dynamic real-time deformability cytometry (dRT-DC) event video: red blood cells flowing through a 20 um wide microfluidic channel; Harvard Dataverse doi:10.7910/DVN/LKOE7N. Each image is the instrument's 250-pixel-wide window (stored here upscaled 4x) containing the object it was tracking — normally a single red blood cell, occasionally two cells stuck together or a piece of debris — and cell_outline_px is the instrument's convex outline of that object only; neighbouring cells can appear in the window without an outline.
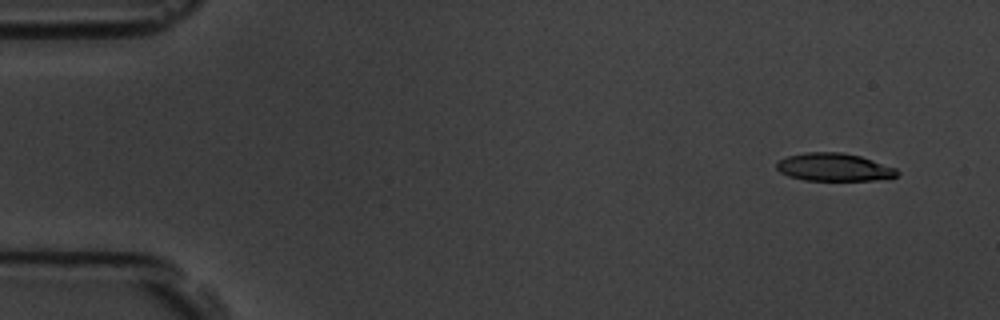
{"species": "common noctule bat (a hibernating species)", "species_latin": "Nyctalus noctula", "temperature_condition": "room temperature", "stored_images_in_passage": 4, "camera_frame_rate_fps": 3000, "um_per_image_px": 0.085, "animal": {"sex": "male", "body_mass_g": 19.5, "forearm_length_mm": 54.6}, "frame": {"image": 1, "passage_image": 1, "time_ms": 0.0, "image_size_px": [1000, 320], "cell_outline_px": [[900, 172], [896, 176], [888, 180], [804, 180], [788, 176], [780, 172], [776, 168], [776, 164], [780, 160], [788, 156], [804, 152], [844, 152], [860, 156], [896, 168]], "centroid_in_image_um": [70.92, 14.21], "position_along_channel_um": 14.1, "area_um2": 19.71}}
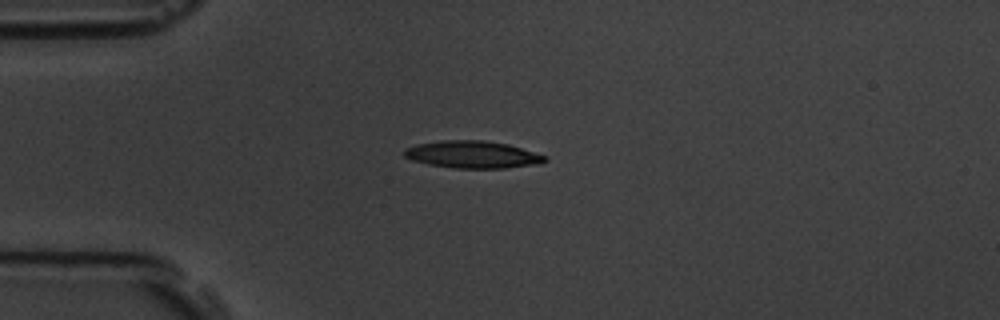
{"frame": {"image": 2, "passage_image": 4, "time_ms": 3.333, "image_size_px": [1000, 320], "cell_outline_px": [[548, 160], [540, 164], [504, 168], [452, 168], [428, 164], [412, 160], [404, 156], [404, 148], [416, 144], [440, 140], [484, 140], [508, 144], [544, 156]], "centroid_in_image_um": [40.12, 13.13], "position_along_channel_um": 44.9, "area_um2": 22.31}}